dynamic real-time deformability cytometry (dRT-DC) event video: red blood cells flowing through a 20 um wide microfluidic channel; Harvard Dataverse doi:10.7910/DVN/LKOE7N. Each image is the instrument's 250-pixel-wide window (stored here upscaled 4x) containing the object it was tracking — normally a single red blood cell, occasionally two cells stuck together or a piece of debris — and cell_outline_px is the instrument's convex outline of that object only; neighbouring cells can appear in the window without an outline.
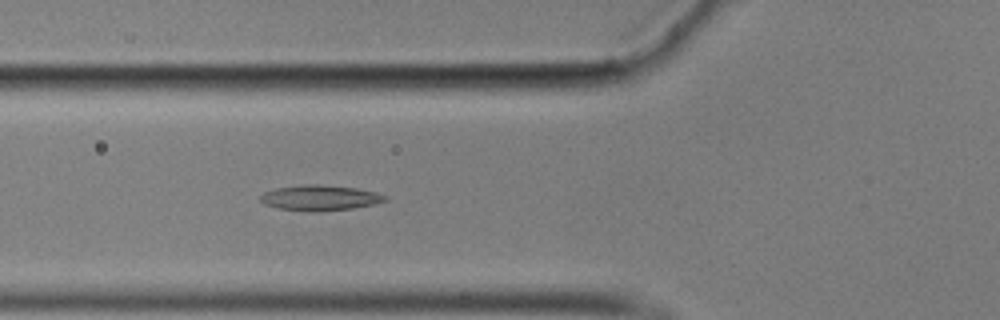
{"species": "common noctule bat (a hibernating species)", "species_latin": "Nyctalus noctula", "temperature_condition": "cold", "stored_images_in_passage": 56, "camera_frame_rate_fps": 3000, "um_per_image_px": 0.085, "animal": {"sex": "male", "body_mass_g": 17.9}, "frame": {"image": 1, "passage_image": 20, "time_ms": 6.333, "image_size_px": [1000, 320], "cell_outline_px": [[388, 200], [376, 204], [352, 208], [276, 208], [264, 204], [260, 200], [260, 196], [264, 192], [276, 188], [304, 184], [316, 184], [356, 188], [376, 192], [388, 196]], "centroid_in_image_um": [27.24, 16.75], "position_along_channel_um": 98.6, "area_um2": 17.46}}
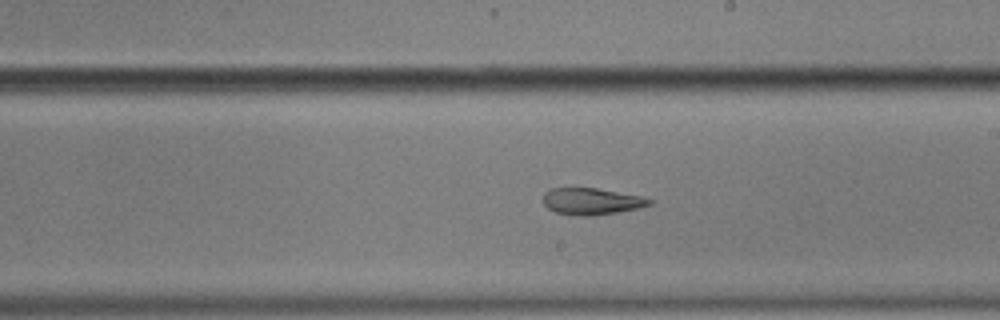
{"frame": {"image": 2, "passage_image": 32, "time_ms": 10.333, "image_size_px": [1000, 320], "cell_outline_px": [[652, 204], [640, 208], [592, 216], [576, 216], [556, 212], [548, 208], [544, 204], [544, 192], [552, 188], [596, 188], [640, 196], [652, 200]], "centroid_in_image_um": [50.27, 17.12], "position_along_channel_um": 238.7, "area_um2": 16.42}}
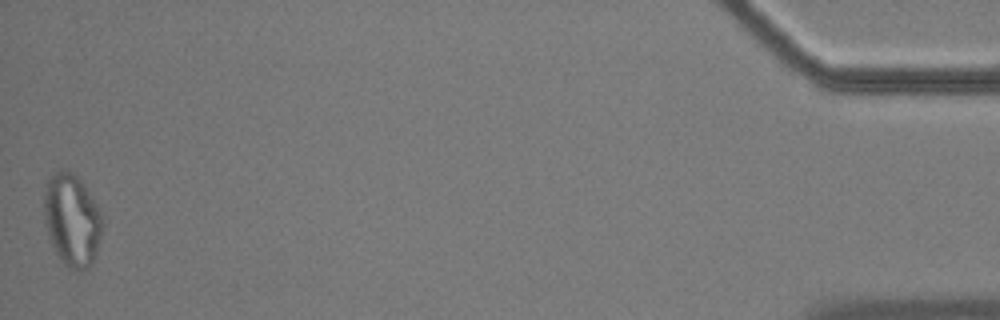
{"frame": {"image": 3, "passage_image": 56, "time_ms": 18.333, "image_size_px": [1000, 320], "cell_outline_px": [[104, 224], [96, 256], [92, 264], [88, 268], [80, 272], [76, 272], [68, 268], [60, 260], [48, 236], [44, 220], [44, 196], [48, 180], [56, 172], [64, 168], [72, 172], [84, 184], [104, 216]], "centroid_in_image_um": [6.15, 18.75], "position_along_channel_um": 429.0, "area_um2": 31.91}, "authors_computed_cell_mechanics": {"area_um2": 18.5538, "velocity_mm_per_s": 3.4952, "shape_relaxation_time_tau1_ms": null, "shape_relaxation_time_tau2_ms": 4.2669, "deformation_change_tau1": null, "deformation_change_tau2": 0.1081}}